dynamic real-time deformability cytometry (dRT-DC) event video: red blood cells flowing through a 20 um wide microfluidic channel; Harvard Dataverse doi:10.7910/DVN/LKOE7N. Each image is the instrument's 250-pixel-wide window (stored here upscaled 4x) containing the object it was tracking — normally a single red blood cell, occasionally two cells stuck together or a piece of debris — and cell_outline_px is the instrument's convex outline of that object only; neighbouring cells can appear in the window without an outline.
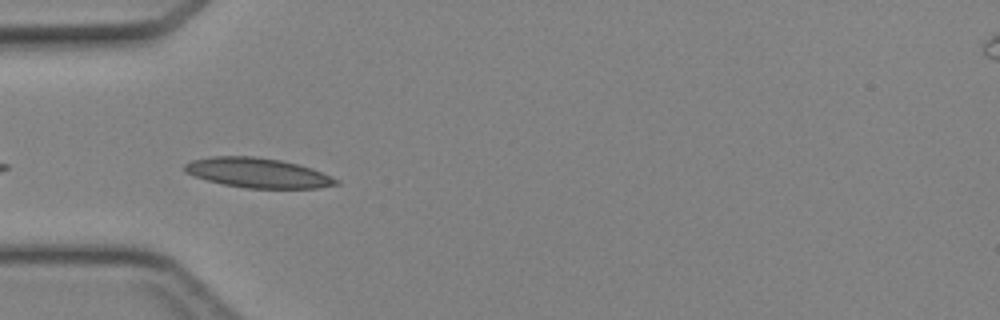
{"species": "Egyptian fruit bat (a non-hibernating species)", "species_latin": "Rousettus aegyptiacus", "temperature_condition": "cold", "stored_images_in_passage": 7, "camera_frame_rate_fps": 3000, "um_per_image_px": 0.085, "animal": {"sex": "female"}, "frame": {"image": 1, "passage_image": 2, "time_ms": 0.333, "image_size_px": [1000, 320], "cell_outline_px": [[340, 184], [316, 188], [248, 188], [224, 184], [208, 180], [184, 172], [184, 164], [192, 160], [212, 156], [252, 156], [280, 160], [300, 164], [312, 168], [340, 180]], "centroid_in_image_um": [21.94, 14.69], "position_along_channel_um": 63.1, "area_um2": 26.18}}
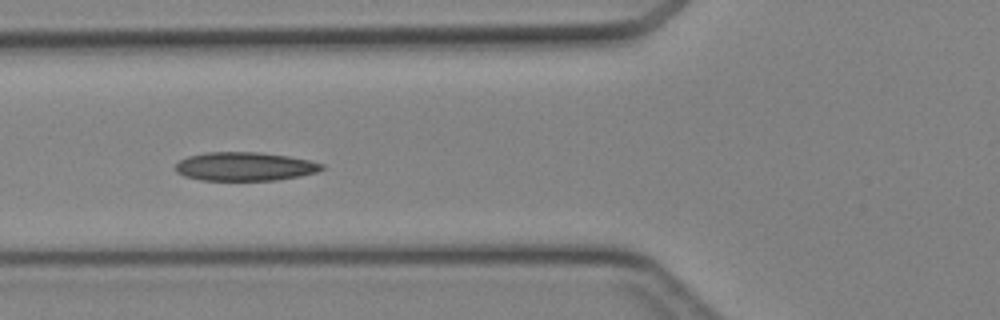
{"frame": {"image": 2, "passage_image": 5, "time_ms": 1.333, "image_size_px": [1000, 320], "cell_outline_px": [[324, 168], [316, 172], [300, 176], [276, 180], [200, 180], [184, 176], [176, 172], [176, 164], [180, 160], [188, 156], [208, 152], [260, 152], [288, 156], [308, 160], [324, 164]], "centroid_in_image_um": [20.8, 14.15], "position_along_channel_um": 105.0, "area_um2": 24.39}}